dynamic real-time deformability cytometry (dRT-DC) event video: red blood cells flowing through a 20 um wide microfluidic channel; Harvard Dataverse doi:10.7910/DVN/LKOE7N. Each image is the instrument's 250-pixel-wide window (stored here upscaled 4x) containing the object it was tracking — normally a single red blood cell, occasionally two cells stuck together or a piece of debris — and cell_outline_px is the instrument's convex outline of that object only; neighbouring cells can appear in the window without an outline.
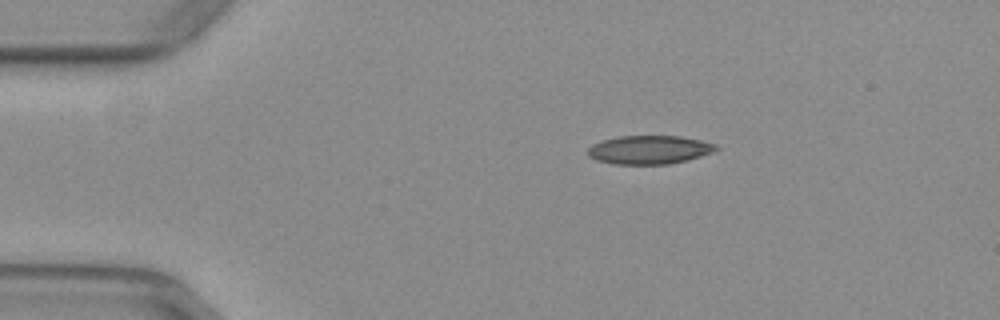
{"species": "common noctule bat (a hibernating species)", "species_latin": "Nyctalus noctula", "temperature_condition": "warm", "stored_images_in_passage": 44, "camera_frame_rate_fps": 3000, "um_per_image_px": 0.085, "animal": {"sex": "female", "body_mass_g": 29.2, "forearm_length_mm": 56.3}, "frame": {"image": 1, "passage_image": 1, "time_ms": 0.0, "image_size_px": [1000, 320], "cell_outline_px": [[720, 148], [712, 152], [688, 160], [668, 164], [612, 164], [596, 160], [588, 156], [588, 148], [592, 144], [604, 140], [620, 136], [680, 136], [700, 140], [716, 144]], "centroid_in_image_um": [55.19, 12.73], "position_along_channel_um": 29.8, "area_um2": 21.33}}
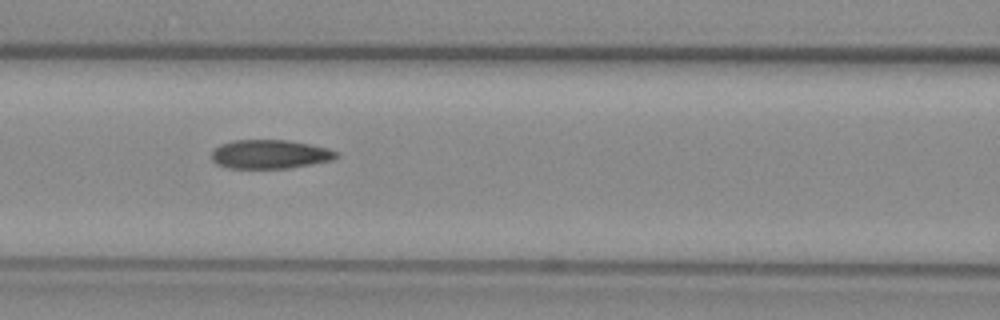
{"frame": {"image": 2, "passage_image": 14, "time_ms": 4.333, "image_size_px": [1000, 320], "cell_outline_px": [[340, 156], [332, 160], [312, 164], [288, 168], [228, 168], [216, 164], [212, 160], [212, 152], [220, 144], [232, 140], [288, 140], [312, 144], [328, 148], [336, 152]], "centroid_in_image_um": [22.95, 13.1], "position_along_channel_um": 143.6, "area_um2": 21.1}}
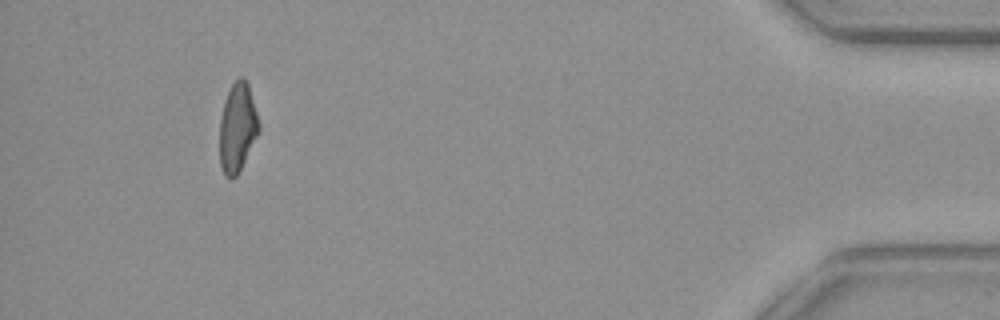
{"frame": {"image": 3, "passage_image": 40, "time_ms": 13.0, "image_size_px": [1000, 320], "cell_outline_px": [[260, 128], [240, 172], [232, 180], [228, 180], [224, 176], [220, 164], [220, 116], [224, 100], [232, 84], [240, 76], [244, 76], [248, 84], [260, 124]], "centroid_in_image_um": [20.17, 10.88], "position_along_channel_um": 415.0, "area_um2": 20.52}, "authors_computed_cell_mechanics": {"area_um2": 21.2704, "velocity_mm_per_s": 3.9477, "shape_relaxation_time_tau1_ms": null, "shape_relaxation_time_tau2_ms": 2.8598, "deformation_change_tau1": null, "deformation_change_tau2": 0.1034}}